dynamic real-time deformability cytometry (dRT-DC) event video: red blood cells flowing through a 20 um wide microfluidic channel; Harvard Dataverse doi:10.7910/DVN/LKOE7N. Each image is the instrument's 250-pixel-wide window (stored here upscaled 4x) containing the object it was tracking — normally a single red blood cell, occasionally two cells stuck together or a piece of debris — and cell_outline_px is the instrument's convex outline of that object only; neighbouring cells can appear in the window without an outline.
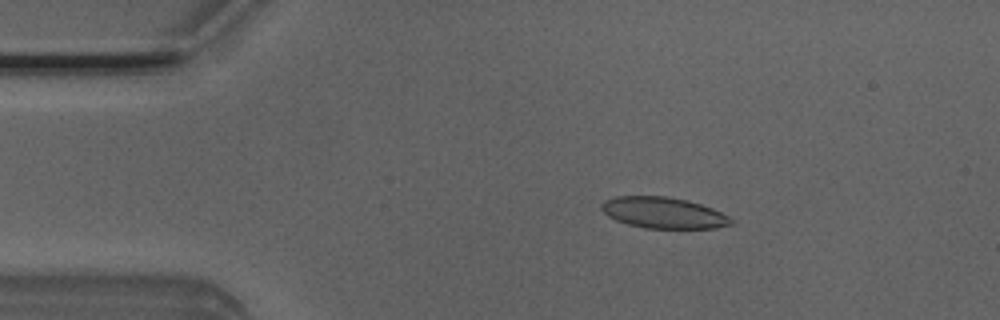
{"species": "Egyptian fruit bat (a non-hibernating species)", "species_latin": "Rousettus aegyptiacus", "temperature_condition": "room temperature", "stored_images_in_passage": 51, "camera_frame_rate_fps": 3000, "um_per_image_px": 0.085, "animal": {"sex": "male"}, "frame": {"image": 1, "passage_image": 9, "time_ms": 2.667, "image_size_px": [1000, 320], "cell_outline_px": [[732, 224], [716, 228], [644, 228], [628, 224], [616, 220], [608, 216], [600, 208], [600, 204], [604, 200], [616, 196], [664, 196], [688, 200], [712, 208], [728, 216], [732, 220]], "centroid_in_image_um": [56.36, 18.08], "position_along_channel_um": 28.6, "area_um2": 23.47}}
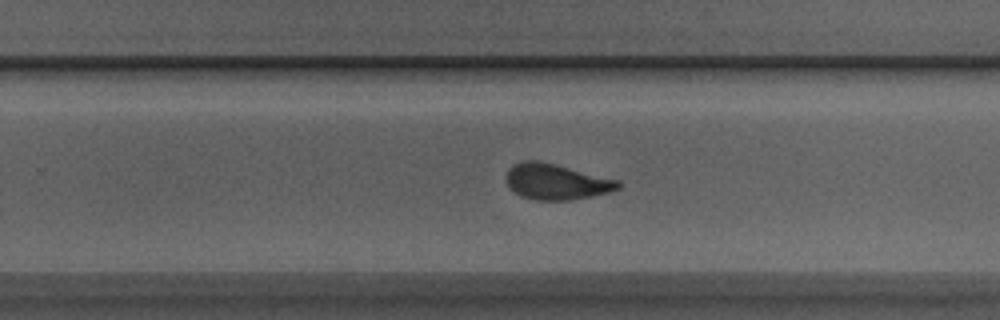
{"frame": {"image": 2, "passage_image": 32, "time_ms": 10.333, "image_size_px": [1000, 320], "cell_outline_px": [[624, 184], [620, 188], [608, 192], [592, 196], [572, 200], [536, 200], [520, 196], [504, 180], [504, 176], [508, 168], [512, 164], [524, 160], [540, 160], [620, 180]], "centroid_in_image_um": [47.28, 15.43], "position_along_channel_um": 282.5, "area_um2": 23.7}}
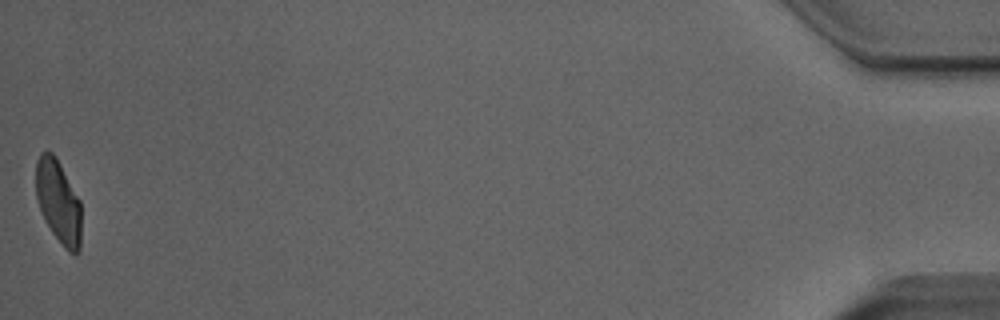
{"frame": {"image": 3, "passage_image": 51, "time_ms": 16.667, "image_size_px": [1000, 320], "cell_outline_px": [[80, 252], [76, 256], [68, 252], [64, 248], [52, 232], [40, 208], [36, 196], [36, 160], [40, 152], [52, 152], [56, 156], [80, 200]], "centroid_in_image_um": [4.97, 17.15], "position_along_channel_um": 430.2, "area_um2": 21.96}, "authors_computed_cell_mechanics": {"area_um2": 23.6402, "velocity_mm_per_s": 3.9974, "shape_relaxation_time_tau1_ms": 5.517, "shape_relaxation_time_tau2_ms": 1.0972, "deformation_change_tau1": 0.1486, "deformation_change_tau2": 0.0681}}